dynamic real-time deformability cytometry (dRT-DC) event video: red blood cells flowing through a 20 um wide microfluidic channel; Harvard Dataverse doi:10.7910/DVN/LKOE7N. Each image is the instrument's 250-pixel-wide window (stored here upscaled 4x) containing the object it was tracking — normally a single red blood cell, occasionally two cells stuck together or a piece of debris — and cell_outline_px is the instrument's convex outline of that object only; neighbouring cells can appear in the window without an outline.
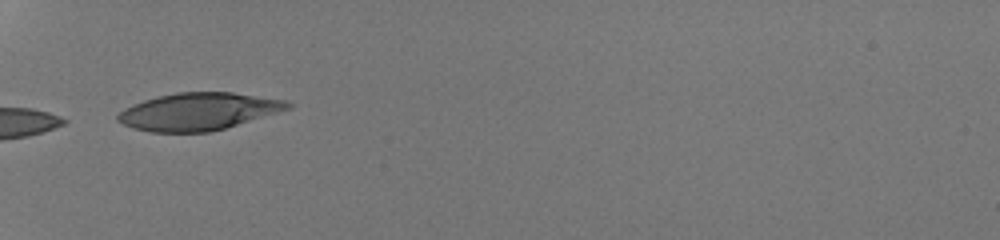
{"species": "human", "species_latin": "Homo sapiens", "temperature_condition": "room temperature", "stored_images_in_passage": 4, "camera_frame_rate_fps": 3000, "um_per_image_px": 0.085, "donor": {"sex": "male"}, "frame": {"image": 1, "passage_image": 1, "time_ms": 0.0, "image_size_px": [1000, 240], "cell_outline_px": [[292, 108], [224, 128], [208, 132], [152, 132], [132, 128], [116, 120], [116, 116], [124, 108], [144, 100], [156, 96], [176, 92], [232, 92], [288, 100], [292, 104]], "centroid_in_image_um": [16.87, 9.47], "position_along_channel_um": 68.1, "area_um2": 36.93}}
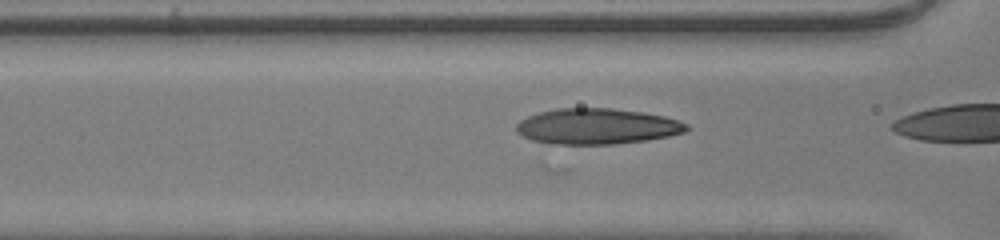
{"frame": {"image": 2, "passage_image": 3, "time_ms": 0.667, "image_size_px": [1000, 240], "cell_outline_px": [[692, 128], [684, 132], [668, 136], [648, 140], [616, 144], [556, 144], [532, 140], [516, 132], [516, 124], [520, 120], [528, 116], [540, 112], [556, 108], [612, 108], [644, 112], [664, 116], [688, 124]], "centroid_in_image_um": [50.76, 10.73], "position_along_channel_um": 115.8, "area_um2": 35.55}}